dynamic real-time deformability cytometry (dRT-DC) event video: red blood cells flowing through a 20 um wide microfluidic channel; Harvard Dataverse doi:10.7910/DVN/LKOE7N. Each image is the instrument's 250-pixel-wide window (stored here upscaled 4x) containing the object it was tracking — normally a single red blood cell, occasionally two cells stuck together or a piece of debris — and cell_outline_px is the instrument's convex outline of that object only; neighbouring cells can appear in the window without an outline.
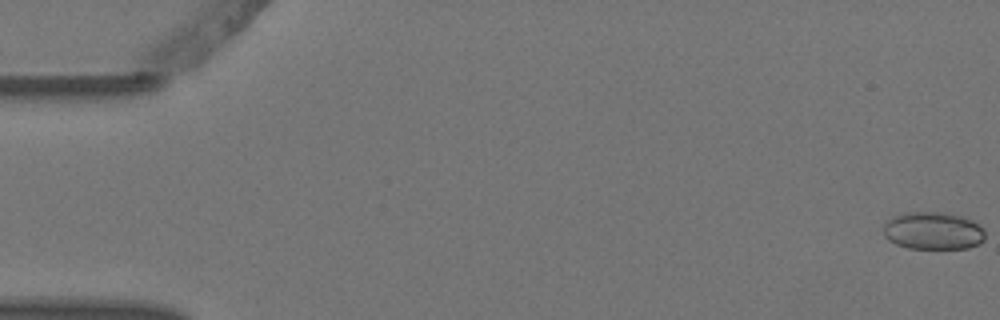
{"species": "Egyptian fruit bat (a non-hibernating species)", "species_latin": "Rousettus aegyptiacus", "temperature_condition": "warm", "stored_images_in_passage": 5, "camera_frame_rate_fps": 3000, "um_per_image_px": 0.085, "animal": {"sex": "female"}, "frame": {"image": 1, "passage_image": 1, "time_ms": 0.0, "image_size_px": [1000, 320], "cell_outline_px": [[984, 240], [980, 244], [968, 248], [908, 248], [896, 244], [888, 240], [884, 236], [884, 224], [892, 216], [904, 212], [940, 212], [964, 216], [980, 224], [984, 228]], "centroid_in_image_um": [79.33, 19.61], "position_along_channel_um": 5.7, "area_um2": 22.54}}
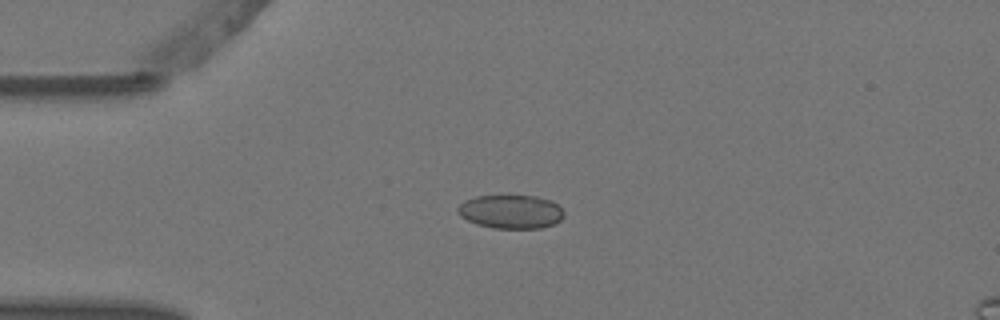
{"frame": {"image": 2, "passage_image": 4, "time_ms": 1.0, "image_size_px": [1000, 320], "cell_outline_px": [[564, 216], [556, 224], [540, 228], [492, 228], [476, 224], [460, 216], [456, 212], [456, 208], [464, 200], [476, 196], [504, 192], [536, 196], [552, 200], [564, 212]], "centroid_in_image_um": [43.39, 17.94], "position_along_channel_um": 41.6, "area_um2": 21.85}}